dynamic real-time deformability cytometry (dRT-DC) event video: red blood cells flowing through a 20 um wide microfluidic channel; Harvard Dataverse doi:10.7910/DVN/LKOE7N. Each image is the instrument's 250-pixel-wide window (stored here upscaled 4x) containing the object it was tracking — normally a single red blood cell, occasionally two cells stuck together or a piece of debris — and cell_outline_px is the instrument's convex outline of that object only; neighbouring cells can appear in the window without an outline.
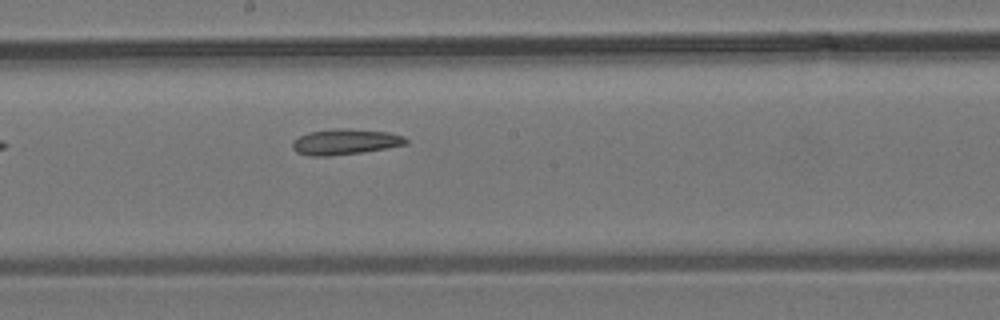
{"species": "common noctule bat (a hibernating species)", "species_latin": "Nyctalus noctula", "temperature_condition": "room temperature", "stored_images_in_passage": 6, "camera_frame_rate_fps": 3000, "um_per_image_px": 0.085, "animal": {"sex": "male", "body_mass_g": 19.2, "forearm_length_mm": 51.8}, "frame": {"image": 1, "passage_image": 6, "time_ms": 6.0, "image_size_px": [1000, 320], "cell_outline_px": [[408, 144], [360, 152], [328, 156], [308, 156], [296, 152], [292, 148], [292, 140], [308, 132], [332, 128], [348, 128], [388, 132], [404, 136], [408, 140]], "centroid_in_image_um": [29.3, 12.04], "position_along_channel_um": 218.9, "area_um2": 17.05}}